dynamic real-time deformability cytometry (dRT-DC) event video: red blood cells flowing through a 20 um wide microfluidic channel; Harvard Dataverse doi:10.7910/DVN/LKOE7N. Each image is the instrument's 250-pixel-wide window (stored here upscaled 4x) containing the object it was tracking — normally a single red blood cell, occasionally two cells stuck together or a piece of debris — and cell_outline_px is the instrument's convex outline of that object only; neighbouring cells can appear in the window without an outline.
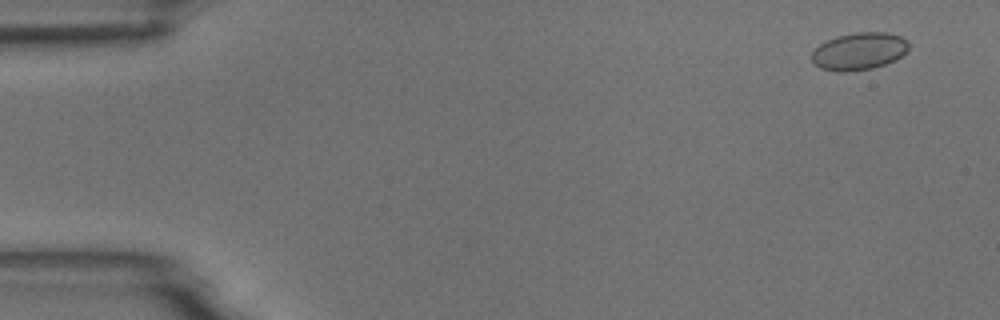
{"species": "common noctule bat (a hibernating species)", "species_latin": "Nyctalus noctula", "temperature_condition": "room temperature", "stored_images_in_passage": 54, "camera_frame_rate_fps": 3000, "um_per_image_px": 0.085, "animal": {"sex": "male", "body_mass_g": 18.8}, "frame": {"image": 1, "passage_image": 3, "time_ms": 0.667, "image_size_px": [1000, 320], "cell_outline_px": [[908, 48], [896, 60], [872, 68], [844, 72], [836, 72], [820, 68], [812, 64], [812, 52], [820, 44], [836, 36], [856, 32], [888, 32], [900, 36], [908, 40]], "centroid_in_image_um": [73.0, 4.35], "position_along_channel_um": 12.0, "area_um2": 21.15}}
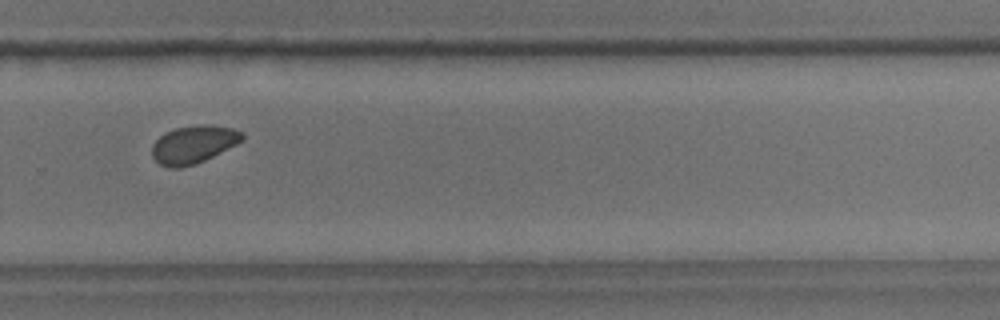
{"frame": {"image": 2, "passage_image": 37, "time_ms": 12.0, "image_size_px": [1000, 320], "cell_outline_px": [[244, 140], [196, 164], [180, 168], [172, 168], [160, 164], [152, 156], [152, 144], [164, 132], [176, 128], [200, 124], [212, 124], [232, 128], [244, 132]], "centroid_in_image_um": [16.46, 12.26], "position_along_channel_um": 313.3, "area_um2": 19.94}}
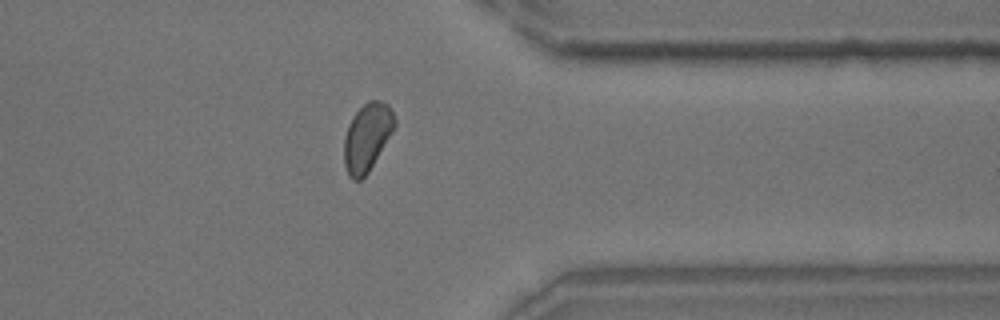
{"frame": {"image": 3, "passage_image": 43, "time_ms": 14.0, "image_size_px": [1000, 320], "cell_outline_px": [[396, 124], [368, 172], [360, 180], [352, 180], [348, 176], [344, 164], [344, 136], [348, 124], [352, 116], [368, 100], [380, 100], [388, 104], [396, 120]], "centroid_in_image_um": [31.17, 11.65], "position_along_channel_um": 380.2, "area_um2": 19.83}, "authors_computed_cell_mechanics": {"area_um2": 20.0855, "velocity_mm_per_s": 3.7195, "shape_relaxation_time_tau1_ms": 1.9921, "shape_relaxation_time_tau2_ms": null, "deformation_change_tau1": 0.0399, "deformation_change_tau2": null}}